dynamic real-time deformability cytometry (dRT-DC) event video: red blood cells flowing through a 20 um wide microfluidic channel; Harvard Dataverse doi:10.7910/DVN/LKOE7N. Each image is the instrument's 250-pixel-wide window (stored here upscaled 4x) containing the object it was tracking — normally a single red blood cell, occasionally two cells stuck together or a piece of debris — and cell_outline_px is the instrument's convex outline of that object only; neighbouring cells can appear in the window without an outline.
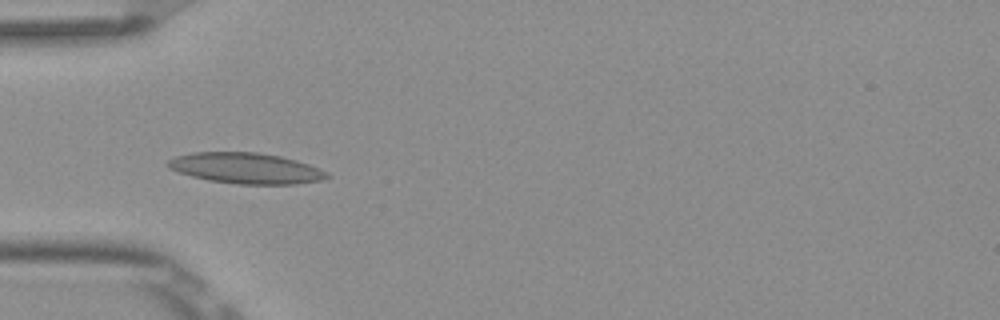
{"species": "Egyptian fruit bat (a non-hibernating species)", "species_latin": "Rousettus aegyptiacus", "temperature_condition": "room temperature", "stored_images_in_passage": 10, "camera_frame_rate_fps": 3000, "um_per_image_px": 0.085, "frame": {"image": 1, "passage_image": 5, "time_ms": 1.333, "image_size_px": [1000, 320], "cell_outline_px": [[332, 176], [320, 180], [292, 184], [236, 184], [208, 180], [192, 176], [168, 168], [164, 164], [168, 160], [176, 156], [192, 152], [256, 152], [280, 156], [296, 160], [308, 164], [328, 172]], "centroid_in_image_um": [20.88, 14.29], "position_along_channel_um": 64.1, "area_um2": 28.5}}
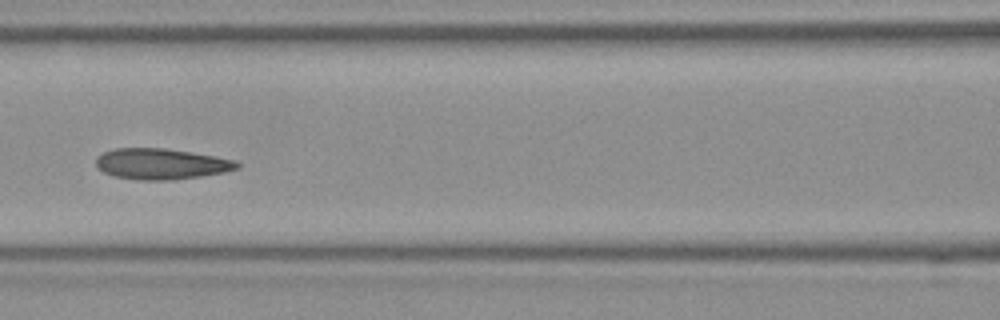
{"frame": {"image": 2, "passage_image": 7, "time_ms": 2.0, "image_size_px": [1000, 320], "cell_outline_px": [[240, 168], [224, 172], [176, 180], [140, 180], [116, 176], [104, 172], [96, 168], [96, 156], [104, 152], [116, 148], [164, 148], [236, 160], [240, 164]], "centroid_in_image_um": [13.69, 13.94], "position_along_channel_um": 152.9, "area_um2": 25.26}}
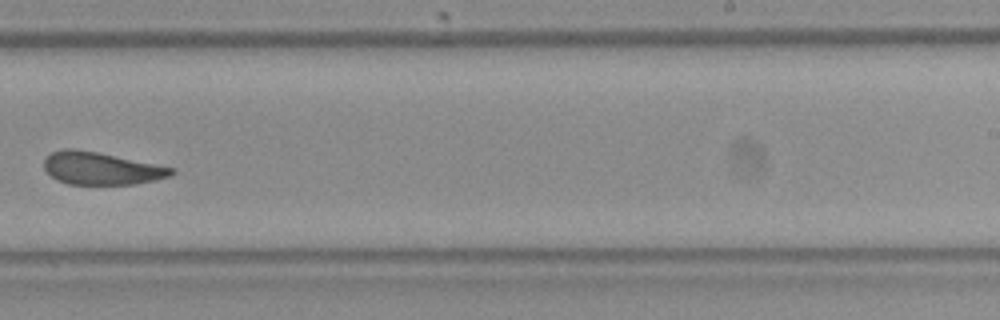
{"frame": {"image": 3, "passage_image": 10, "time_ms": 3.0, "image_size_px": [1000, 320], "cell_outline_px": [[176, 172], [172, 176], [156, 180], [136, 184], [68, 184], [56, 180], [44, 168], [44, 156], [52, 152], [64, 148], [72, 148], [96, 152], [176, 168]], "centroid_in_image_um": [8.61, 14.31], "position_along_channel_um": 280.4, "area_um2": 24.22}}